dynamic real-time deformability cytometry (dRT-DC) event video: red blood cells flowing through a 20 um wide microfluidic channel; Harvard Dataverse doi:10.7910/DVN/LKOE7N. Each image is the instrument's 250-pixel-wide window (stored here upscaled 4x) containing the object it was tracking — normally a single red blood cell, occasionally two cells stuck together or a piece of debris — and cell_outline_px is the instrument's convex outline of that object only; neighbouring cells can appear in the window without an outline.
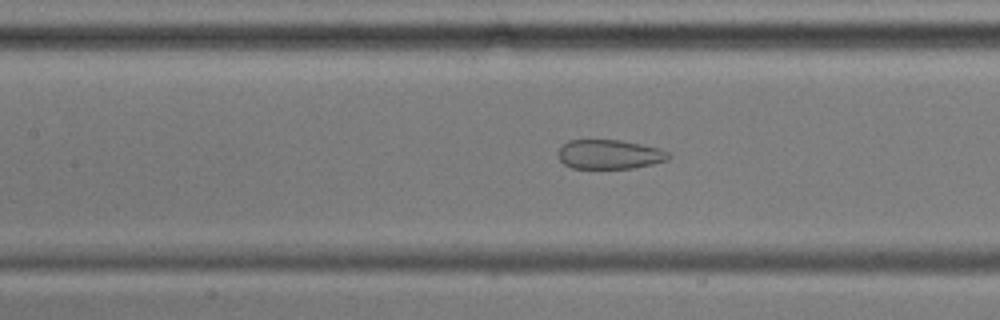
{"species": "common noctule bat (a hibernating species)", "species_latin": "Nyctalus noctula", "temperature_condition": "cold", "stored_images_in_passage": 40, "camera_frame_rate_fps": 3000, "um_per_image_px": 0.085, "animal": {"sex": "male", "body_mass_g": 17.9, "forearm_length_mm": 54.2}, "frame": {"image": 1, "passage_image": 9, "time_ms": 2.667, "image_size_px": [1000, 320], "cell_outline_px": [[672, 156], [668, 160], [652, 164], [632, 168], [572, 168], [564, 164], [560, 160], [560, 148], [568, 140], [620, 140], [660, 148], [668, 152]], "centroid_in_image_um": [51.85, 13.12], "position_along_channel_um": 155.6, "area_um2": 18.73}}
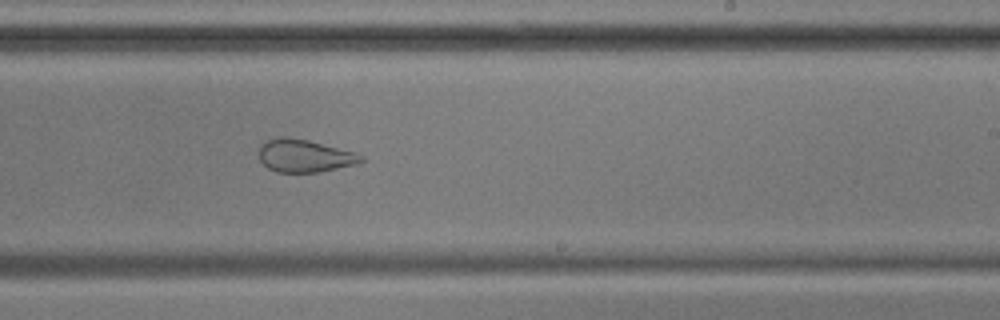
{"frame": {"image": 2, "passage_image": 18, "time_ms": 5.667, "image_size_px": [1000, 320], "cell_outline_px": [[364, 160], [356, 164], [316, 172], [276, 172], [268, 168], [260, 160], [260, 144], [264, 140], [280, 136], [288, 136], [308, 140], [356, 152], [364, 156]], "centroid_in_image_um": [25.87, 13.22], "position_along_channel_um": 263.1, "area_um2": 19.54}}
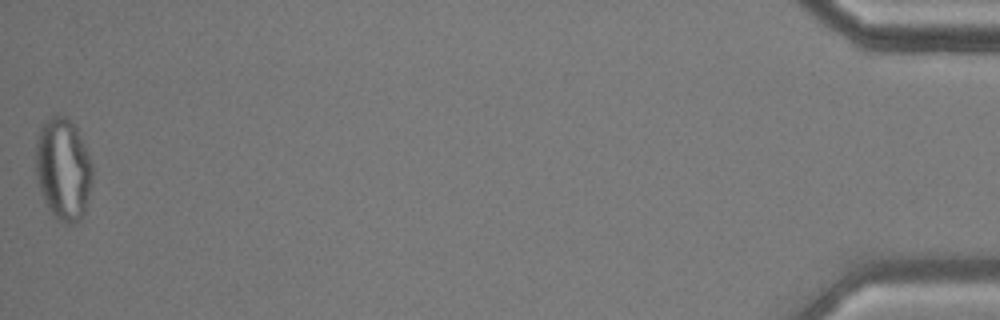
{"frame": {"image": 3, "passage_image": 40, "time_ms": 13.0, "image_size_px": [1000, 320], "cell_outline_px": [[92, 184], [84, 212], [80, 220], [72, 224], [68, 224], [60, 220], [48, 208], [44, 200], [36, 176], [36, 136], [40, 124], [56, 112], [68, 116], [76, 128], [88, 152], [92, 164]], "centroid_in_image_um": [5.36, 14.3], "position_along_channel_um": 429.8, "area_um2": 34.1}, "authors_computed_cell_mechanics": {"area_um2": 23.1778, "velocity_mm_per_s": 3.594, "shape_relaxation_time_tau1_ms": null, "shape_relaxation_time_tau2_ms": 1.5885, "deformation_change_tau1": null, "deformation_change_tau2": 0.0927}}